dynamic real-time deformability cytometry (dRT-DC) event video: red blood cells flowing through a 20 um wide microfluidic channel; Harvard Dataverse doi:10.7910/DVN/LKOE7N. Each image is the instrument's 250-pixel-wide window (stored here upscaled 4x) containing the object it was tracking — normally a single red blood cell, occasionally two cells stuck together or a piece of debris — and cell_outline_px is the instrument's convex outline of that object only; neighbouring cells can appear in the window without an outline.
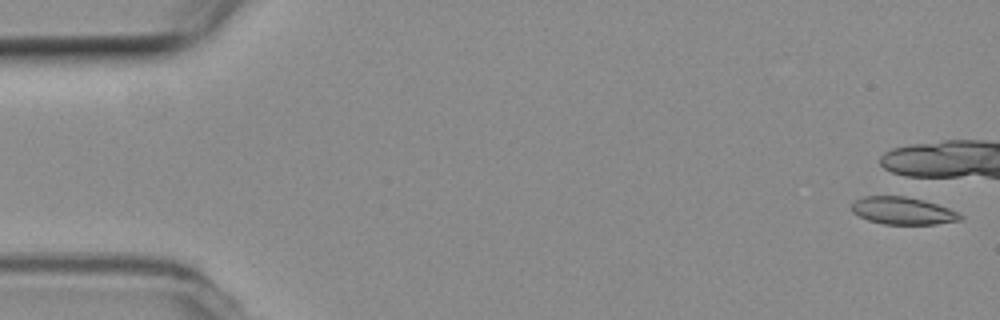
{"species": "common noctule bat (a hibernating species)", "species_latin": "Nyctalus noctula", "temperature_condition": "room temperature", "stored_images_in_passage": 3, "camera_frame_rate_fps": 3000, "um_per_image_px": 0.085, "animal": {"sex": "female", "body_mass_g": 19.3, "forearm_length_mm": 54.1}, "frame": {"image": 1, "passage_image": 1, "time_ms": 0.0, "image_size_px": [1000, 320], "cell_outline_px": [[964, 216], [960, 220], [936, 224], [884, 224], [868, 220], [852, 212], [852, 204], [856, 200], [864, 196], [904, 196], [924, 200], [948, 208]], "centroid_in_image_um": [76.73, 17.91], "position_along_channel_um": 8.3, "area_um2": 17.17}}